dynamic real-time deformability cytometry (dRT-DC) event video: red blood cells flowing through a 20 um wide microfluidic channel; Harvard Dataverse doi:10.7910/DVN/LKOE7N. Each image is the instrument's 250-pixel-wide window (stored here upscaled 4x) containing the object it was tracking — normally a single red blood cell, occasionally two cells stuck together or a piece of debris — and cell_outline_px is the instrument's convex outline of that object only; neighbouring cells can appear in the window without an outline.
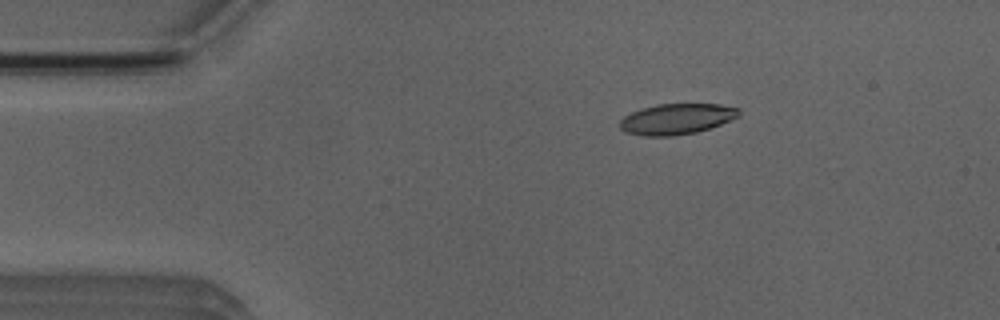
{"species": "Egyptian fruit bat (a non-hibernating species)", "species_latin": "Rousettus aegyptiacus", "temperature_condition": "room temperature", "stored_images_in_passage": 6, "camera_frame_rate_fps": 3000, "um_per_image_px": 0.085, "animal": {"sex": "male"}, "frame": {"image": 1, "passage_image": 3, "time_ms": 2.333, "image_size_px": [1000, 320], "cell_outline_px": [[740, 116], [720, 124], [696, 132], [672, 136], [644, 136], [628, 132], [620, 128], [620, 120], [624, 116], [632, 112], [656, 104], [720, 104], [740, 108]], "centroid_in_image_um": [57.54, 10.1], "position_along_channel_um": 27.5, "area_um2": 21.15}}